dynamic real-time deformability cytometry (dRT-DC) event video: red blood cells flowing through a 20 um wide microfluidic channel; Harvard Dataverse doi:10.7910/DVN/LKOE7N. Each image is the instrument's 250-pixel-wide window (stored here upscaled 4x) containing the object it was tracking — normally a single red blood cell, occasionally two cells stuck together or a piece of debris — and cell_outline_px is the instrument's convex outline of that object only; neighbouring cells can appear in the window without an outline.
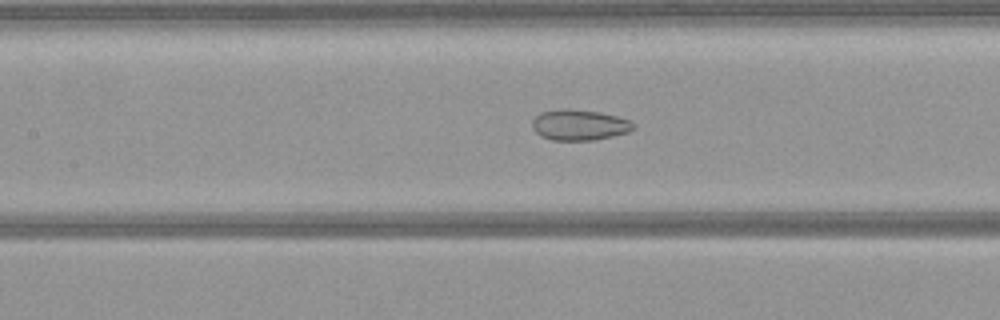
{"species": "common noctule bat (a hibernating species)", "species_latin": "Nyctalus noctula", "temperature_condition": "warm", "stored_images_in_passage": 40, "camera_frame_rate_fps": 3000, "um_per_image_px": 0.085, "animal": {"sex": "female", "body_mass_g": 21.9}, "frame": {"image": 1, "passage_image": 11, "time_ms": 3.333, "image_size_px": [1000, 320], "cell_outline_px": [[636, 128], [628, 132], [596, 140], [552, 140], [540, 136], [532, 128], [532, 120], [540, 112], [560, 108], [568, 108], [600, 112], [616, 116], [628, 120], [636, 124]], "centroid_in_image_um": [49.23, 10.61], "position_along_channel_um": 158.2, "area_um2": 18.32}}
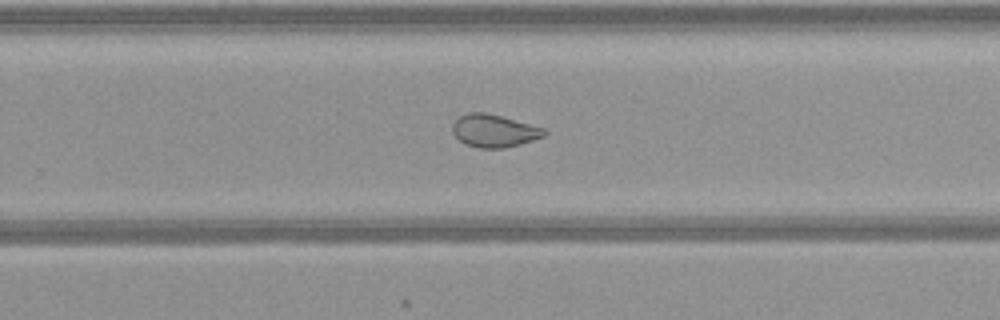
{"frame": {"image": 2, "passage_image": 21, "time_ms": 6.667, "image_size_px": [1000, 320], "cell_outline_px": [[548, 132], [544, 136], [520, 144], [504, 148], [480, 148], [464, 144], [452, 132], [452, 124], [460, 116], [468, 112], [484, 112], [500, 116], [544, 128]], "centroid_in_image_um": [41.98, 11.12], "position_along_channel_um": 287.8, "area_um2": 17.34}}
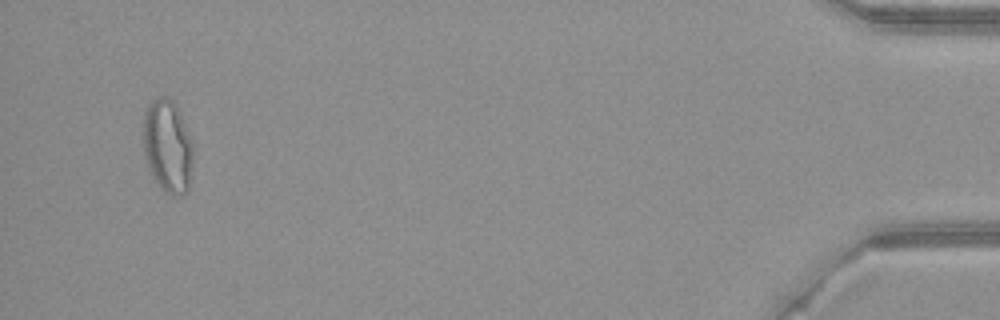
{"frame": {"image": 3, "passage_image": 38, "time_ms": 12.333, "image_size_px": [1000, 320], "cell_outline_px": [[192, 164], [188, 192], [176, 196], [164, 192], [160, 188], [152, 176], [144, 160], [144, 112], [148, 104], [152, 100], [160, 96], [168, 96], [176, 104], [184, 120], [192, 140]], "centroid_in_image_um": [14.25, 12.42], "position_along_channel_um": 421.0, "area_um2": 27.46}}